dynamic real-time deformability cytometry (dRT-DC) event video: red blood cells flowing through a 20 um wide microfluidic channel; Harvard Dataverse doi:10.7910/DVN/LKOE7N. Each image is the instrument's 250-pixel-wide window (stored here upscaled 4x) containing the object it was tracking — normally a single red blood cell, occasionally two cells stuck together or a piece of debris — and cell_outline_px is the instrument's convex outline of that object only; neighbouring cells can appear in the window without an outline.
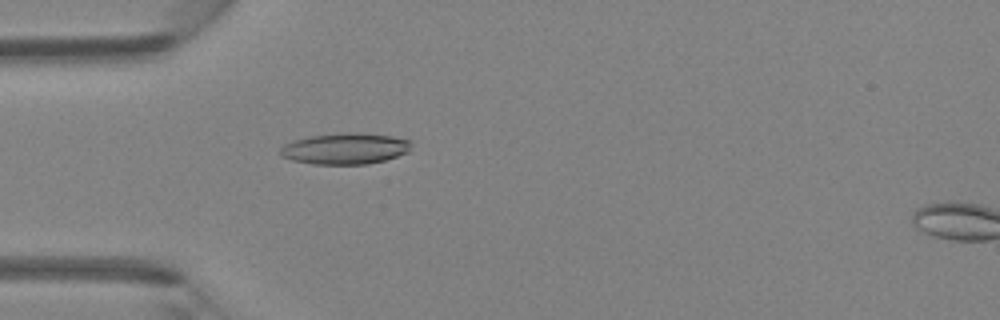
{"species": "Egyptian fruit bat (a non-hibernating species)", "species_latin": "Rousettus aegyptiacus", "temperature_condition": "room temperature", "stored_images_in_passage": 46, "camera_frame_rate_fps": 3000, "um_per_image_px": 0.085, "animal": {"sex": "female"}, "frame": {"image": 1, "passage_image": 14, "time_ms": 4.333, "image_size_px": [1000, 320], "cell_outline_px": [[412, 144], [408, 152], [384, 160], [368, 164], [312, 164], [292, 160], [280, 156], [280, 148], [284, 144], [292, 140], [312, 136], [352, 132], [360, 132], [392, 136], [412, 140]], "centroid_in_image_um": [29.34, 12.63], "position_along_channel_um": 55.7, "area_um2": 23.87}}
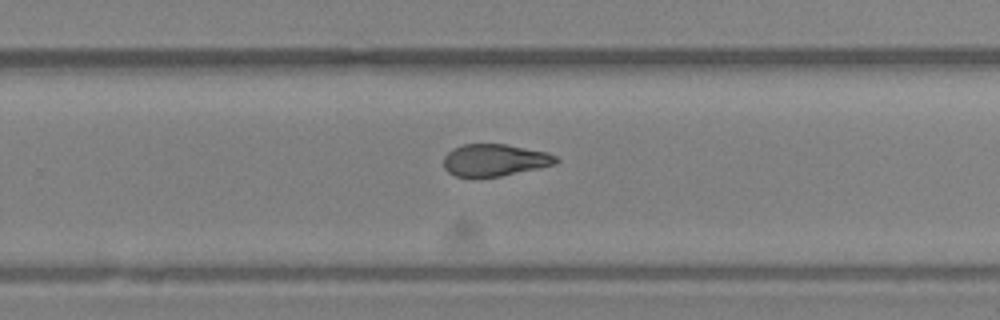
{"frame": {"image": 2, "passage_image": 30, "time_ms": 9.667, "image_size_px": [1000, 320], "cell_outline_px": [[560, 160], [556, 164], [540, 168], [500, 176], [476, 180], [456, 176], [448, 172], [444, 168], [444, 156], [452, 148], [464, 144], [504, 144], [548, 152], [556, 156]], "centroid_in_image_um": [42.03, 13.64], "position_along_channel_um": 287.8, "area_um2": 21.56}}
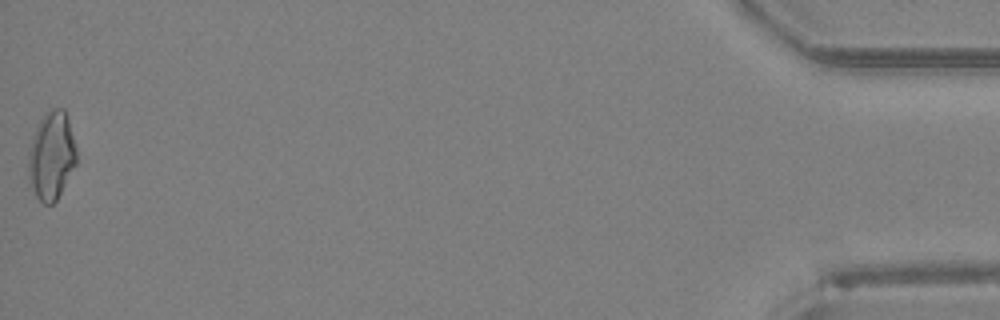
{"frame": {"image": 3, "passage_image": 46, "time_ms": 15.0, "image_size_px": [1000, 320], "cell_outline_px": [[76, 164], [56, 200], [52, 204], [44, 204], [36, 196], [32, 188], [28, 176], [28, 152], [32, 136], [44, 112], [52, 108], [64, 108], [68, 120], [76, 148]], "centroid_in_image_um": [4.36, 13.22], "position_along_channel_um": 430.8, "area_um2": 24.62}}